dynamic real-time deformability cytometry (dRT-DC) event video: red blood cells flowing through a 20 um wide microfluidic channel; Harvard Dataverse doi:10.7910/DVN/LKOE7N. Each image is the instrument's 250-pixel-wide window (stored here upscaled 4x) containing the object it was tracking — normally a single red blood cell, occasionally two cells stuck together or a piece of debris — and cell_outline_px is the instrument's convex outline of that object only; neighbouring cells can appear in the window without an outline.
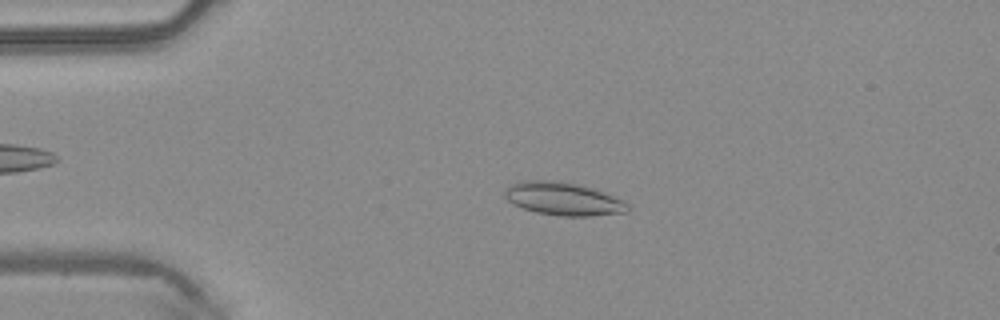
{"species": "common noctule bat (a hibernating species)", "species_latin": "Nyctalus noctula", "temperature_condition": "warm", "stored_images_in_passage": 48, "camera_frame_rate_fps": 3000, "um_per_image_px": 0.085, "animal": {"sex": "male", "body_mass_g": 20.4}, "frame": {"image": 1, "passage_image": 10, "time_ms": 3.0, "image_size_px": [1000, 320], "cell_outline_px": [[628, 212], [588, 216], [560, 216], [536, 212], [512, 204], [504, 196], [504, 192], [512, 184], [524, 180], [560, 180], [592, 188], [624, 200], [628, 204]], "centroid_in_image_um": [47.87, 16.9], "position_along_channel_um": 37.1, "area_um2": 23.58}}
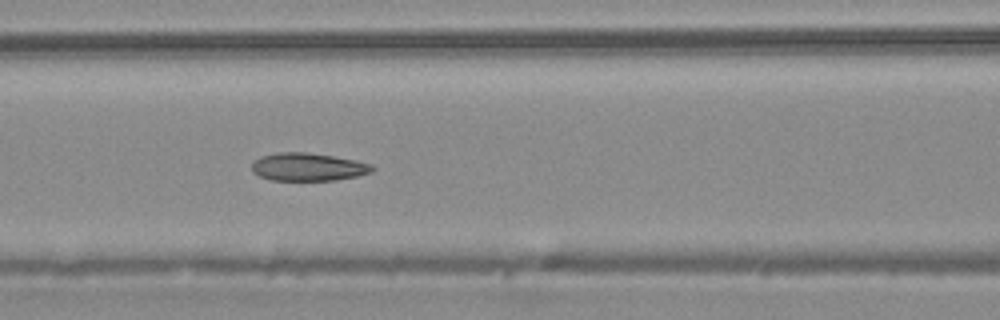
{"frame": {"image": 2, "passage_image": 20, "time_ms": 6.333, "image_size_px": [1000, 320], "cell_outline_px": [[376, 168], [372, 172], [356, 176], [336, 180], [272, 180], [260, 176], [252, 172], [252, 164], [260, 156], [276, 152], [308, 152], [356, 160], [372, 164]], "centroid_in_image_um": [26.2, 14.18], "position_along_channel_um": 140.4, "area_um2": 19.65}}
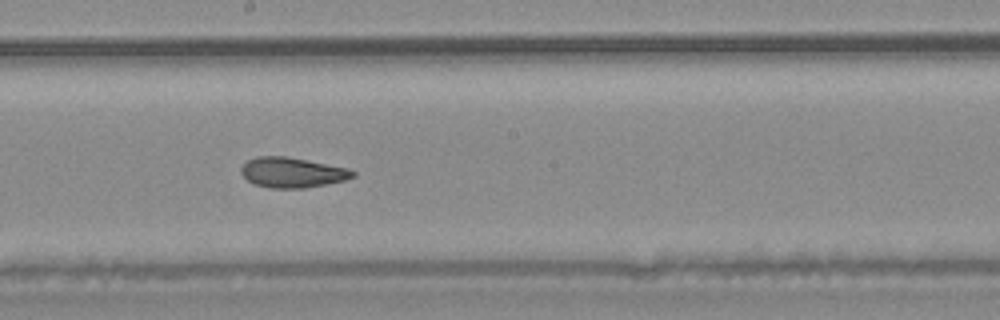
{"frame": {"image": 3, "passage_image": 26, "time_ms": 8.333, "image_size_px": [1000, 320], "cell_outline_px": [[356, 176], [344, 180], [304, 188], [268, 188], [256, 184], [248, 180], [240, 172], [240, 168], [248, 160], [256, 156], [288, 156], [348, 168], [356, 172]], "centroid_in_image_um": [24.84, 14.65], "position_along_channel_um": 223.4, "area_um2": 19.59}, "authors_computed_cell_mechanics": {"area_um2": 20.9525, "velocity_mm_per_s": 4.156, "shape_relaxation_time_tau1_ms": null, "shape_relaxation_time_tau2_ms": 2.4209, "deformation_change_tau1": null, "deformation_change_tau2": 0.0718}}